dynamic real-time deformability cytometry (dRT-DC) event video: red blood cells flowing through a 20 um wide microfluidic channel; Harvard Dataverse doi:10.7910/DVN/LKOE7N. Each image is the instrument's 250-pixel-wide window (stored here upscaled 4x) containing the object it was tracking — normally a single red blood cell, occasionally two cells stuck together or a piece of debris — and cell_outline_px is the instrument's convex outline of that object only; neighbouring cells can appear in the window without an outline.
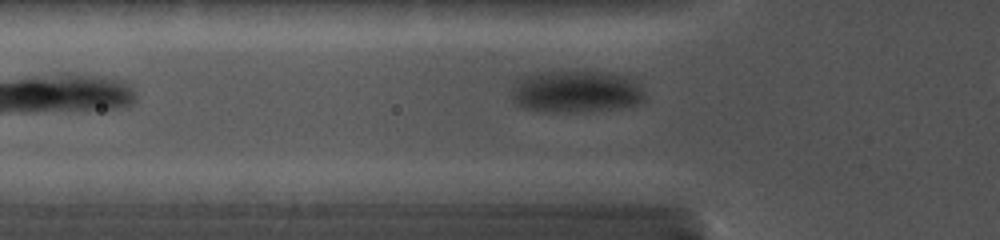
{"species": "common noctule bat (a hibernating species)", "species_latin": "Nyctalus noctula", "temperature_condition": "cold", "stored_images_in_passage": 22, "camera_frame_rate_fps": 5000, "um_per_image_px": 0.085, "animal": {"sex": "female", "body_mass_g": 19.0, "forearm_length_mm": 56.7}, "frame": {"image": 1, "passage_image": 6, "time_ms": 3.0, "image_size_px": [1000, 240], "cell_outline_px": [[648, 96], [644, 100], [636, 104], [620, 108], [576, 112], [544, 112], [520, 108], [512, 100], [512, 88], [516, 80], [520, 76], [536, 72], [608, 72], [628, 76], [636, 80]], "centroid_in_image_um": [48.96, 7.79], "position_along_channel_um": 76.8, "area_um2": 33.41}}
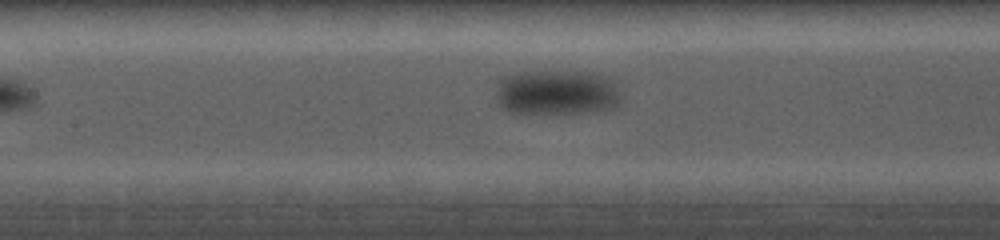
{"frame": {"image": 2, "passage_image": 12, "time_ms": 5.4, "image_size_px": [1000, 240], "cell_outline_px": [[620, 100], [616, 104], [608, 108], [588, 112], [512, 112], [504, 108], [496, 100], [496, 92], [500, 80], [504, 76], [520, 72], [592, 72], [604, 76], [612, 80], [620, 96]], "centroid_in_image_um": [47.3, 7.84], "position_along_channel_um": 160.1, "area_um2": 32.08}}
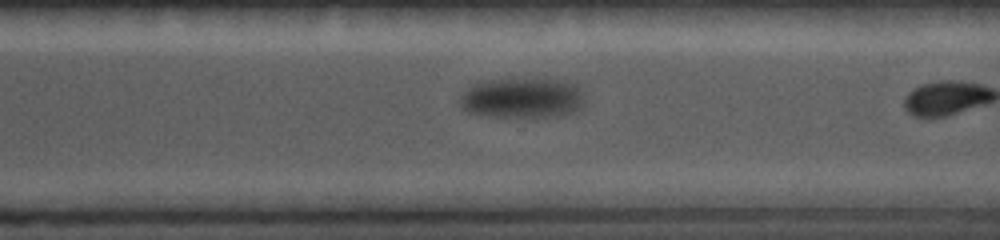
{"frame": {"image": 3, "passage_image": 21, "time_ms": 10.2, "image_size_px": [1000, 240], "cell_outline_px": [[584, 104], [580, 108], [572, 112], [556, 116], [532, 120], [488, 116], [468, 112], [460, 108], [460, 96], [468, 88], [484, 80], [524, 76], [576, 80], [584, 96]], "centroid_in_image_um": [44.46, 8.31], "position_along_channel_um": 326.1, "area_um2": 31.44}}